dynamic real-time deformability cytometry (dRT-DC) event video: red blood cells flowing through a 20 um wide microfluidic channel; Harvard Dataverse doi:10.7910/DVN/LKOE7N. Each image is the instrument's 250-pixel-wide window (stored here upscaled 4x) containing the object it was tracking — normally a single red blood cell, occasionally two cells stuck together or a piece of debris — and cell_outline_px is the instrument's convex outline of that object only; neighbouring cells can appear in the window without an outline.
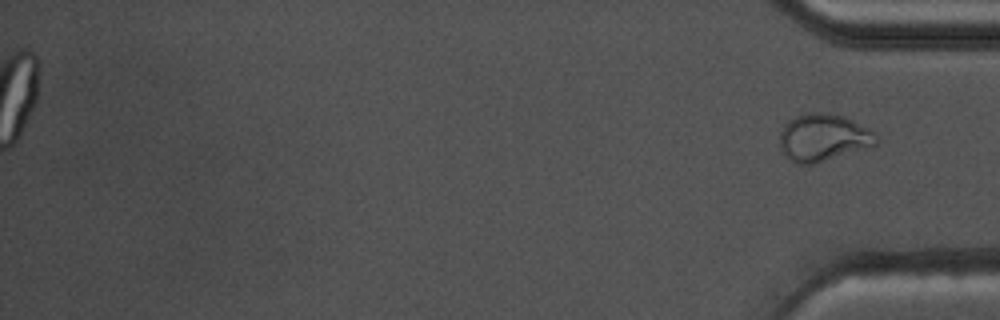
{"species": "common noctule bat (a hibernating species)", "species_latin": "Nyctalus noctula", "temperature_condition": "warm", "stored_images_in_passage": 41, "segment_of_instrument_passage": [2, 2], "camera_frame_rate_fps": 3000, "um_per_image_px": 0.085, "animal": {"sex": "male", "body_mass_g": 17.5, "forearm_length_mm": 52.3}, "frame": {"image": 1, "passage_image": 41, "time_ms": 13.333, "image_size_px": [1000, 320], "cell_outline_px": [[880, 140], [876, 144], [816, 164], [796, 164], [780, 148], [780, 132], [784, 124], [788, 120], [796, 116], [812, 112], [820, 112], [844, 116], [876, 132]], "centroid_in_image_um": [69.99, 11.69], "position_along_channel_um": 365.2, "area_um2": 26.53}}